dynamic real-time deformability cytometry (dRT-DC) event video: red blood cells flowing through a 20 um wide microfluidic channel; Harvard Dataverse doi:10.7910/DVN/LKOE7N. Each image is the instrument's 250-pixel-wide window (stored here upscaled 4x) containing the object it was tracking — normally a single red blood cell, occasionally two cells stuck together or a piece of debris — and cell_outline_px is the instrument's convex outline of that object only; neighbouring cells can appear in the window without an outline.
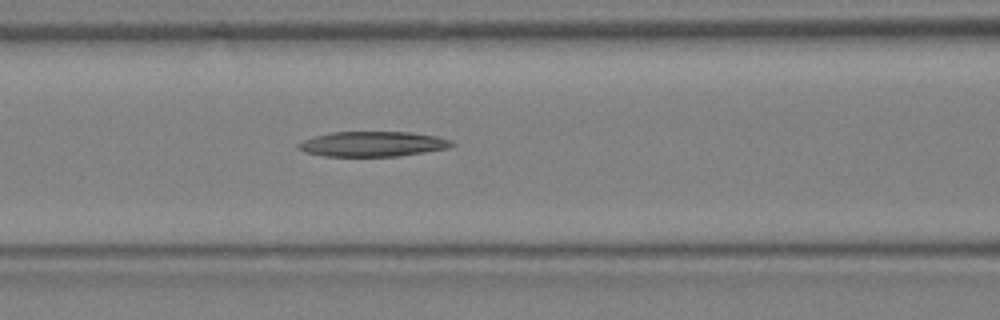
{"species": "Egyptian fruit bat (a non-hibernating species)", "species_latin": "Rousettus aegyptiacus", "temperature_condition": "warm", "stored_images_in_passage": 14, "camera_frame_rate_fps": 3000, "um_per_image_px": 0.085, "animal": {"sex": "female"}, "frame": {"image": 1, "passage_image": 12, "time_ms": 3.667, "image_size_px": [1000, 320], "cell_outline_px": [[456, 144], [448, 148], [400, 156], [324, 156], [304, 152], [296, 148], [296, 144], [304, 140], [316, 136], [332, 132], [408, 132], [436, 136], [452, 140]], "centroid_in_image_um": [31.67, 12.24], "position_along_channel_um": 134.9, "area_um2": 22.43}}
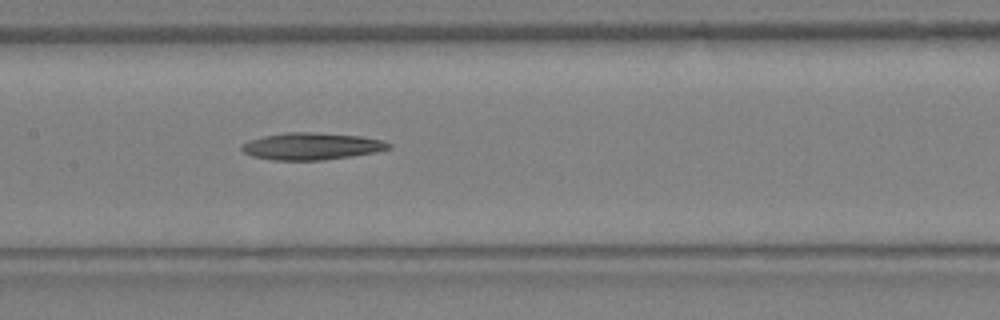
{"frame": {"image": 2, "passage_image": 14, "time_ms": 4.333, "image_size_px": [1000, 320], "cell_outline_px": [[392, 148], [376, 152], [352, 156], [320, 160], [272, 160], [252, 156], [244, 152], [240, 148], [240, 144], [248, 140], [264, 136], [284, 132], [312, 132], [360, 136], [384, 140], [392, 144]], "centroid_in_image_um": [26.48, 12.43], "position_along_channel_um": 180.9, "area_um2": 23.29}}